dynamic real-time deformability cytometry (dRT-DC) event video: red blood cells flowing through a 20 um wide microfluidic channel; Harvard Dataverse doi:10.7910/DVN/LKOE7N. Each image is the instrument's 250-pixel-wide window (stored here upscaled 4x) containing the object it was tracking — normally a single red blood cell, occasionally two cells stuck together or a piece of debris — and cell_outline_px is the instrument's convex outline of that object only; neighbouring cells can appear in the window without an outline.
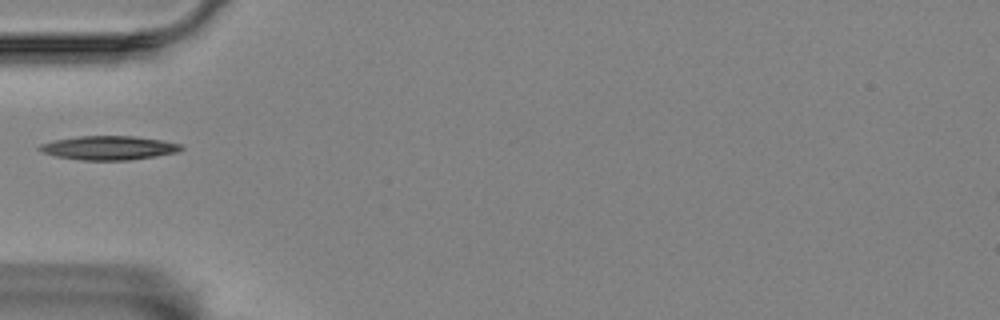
{"species": "Egyptian fruit bat (a non-hibernating species)", "species_latin": "Rousettus aegyptiacus", "temperature_condition": "room temperature", "stored_images_in_passage": 40, "camera_frame_rate_fps": 3000, "um_per_image_px": 0.085, "animal": {"sex": "female"}, "frame": {"image": 1, "passage_image": 1, "time_ms": 0.0, "image_size_px": [1000, 320], "cell_outline_px": [[184, 148], [176, 152], [156, 156], [128, 160], [80, 160], [56, 156], [40, 152], [36, 148], [40, 144], [52, 140], [80, 136], [132, 136], [160, 140], [184, 144]], "centroid_in_image_um": [9.21, 12.57], "position_along_channel_um": 75.8, "area_um2": 19.83}}
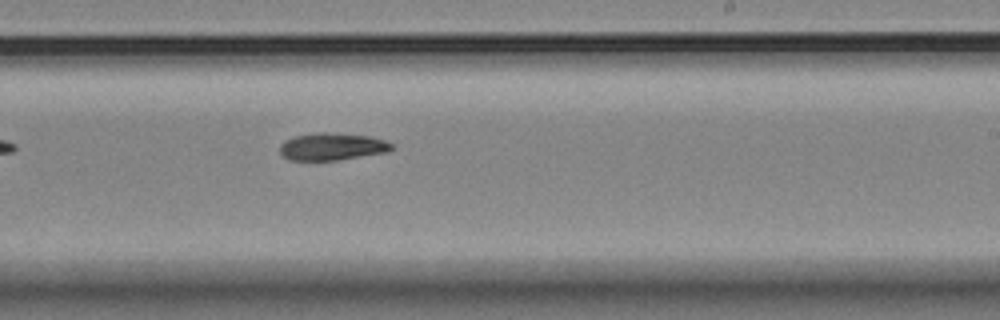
{"frame": {"image": 2, "passage_image": 17, "time_ms": 5.333, "image_size_px": [1000, 320], "cell_outline_px": [[392, 148], [388, 152], [336, 160], [288, 160], [280, 152], [280, 144], [284, 140], [292, 136], [316, 132], [328, 132], [368, 136], [384, 140], [392, 144]], "centroid_in_image_um": [28.18, 12.45], "position_along_channel_um": 260.8, "area_um2": 17.8}}
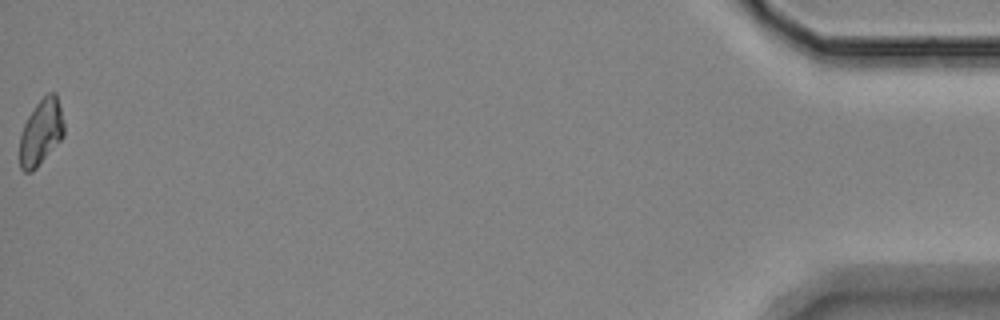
{"frame": {"image": 3, "passage_image": 40, "time_ms": 13.0, "image_size_px": [1000, 320], "cell_outline_px": [[64, 136], [36, 168], [32, 172], [24, 172], [20, 168], [20, 136], [24, 124], [28, 116], [36, 104], [48, 92], [56, 92], [64, 124]], "centroid_in_image_um": [3.49, 11.24], "position_along_channel_um": 431.7, "area_um2": 16.88}}